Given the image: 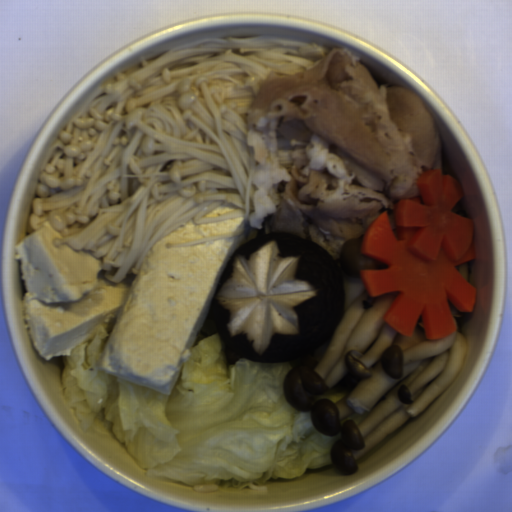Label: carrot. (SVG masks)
<instances>
[{
    "mask_svg": "<svg viewBox=\"0 0 512 512\" xmlns=\"http://www.w3.org/2000/svg\"><path fill=\"white\" fill-rule=\"evenodd\" d=\"M416 185V198L395 205L396 234L384 210L361 240L360 253L386 268L358 273L369 296L397 294L384 322L407 338L422 316L425 338L445 339L457 329L448 300L462 313L477 304V288L457 268L476 258L473 218L453 212L464 190L440 168L422 173Z\"/></svg>",
    "mask_w": 512,
    "mask_h": 512,
    "instance_id": "1",
    "label": "carrot"
}]
</instances>
